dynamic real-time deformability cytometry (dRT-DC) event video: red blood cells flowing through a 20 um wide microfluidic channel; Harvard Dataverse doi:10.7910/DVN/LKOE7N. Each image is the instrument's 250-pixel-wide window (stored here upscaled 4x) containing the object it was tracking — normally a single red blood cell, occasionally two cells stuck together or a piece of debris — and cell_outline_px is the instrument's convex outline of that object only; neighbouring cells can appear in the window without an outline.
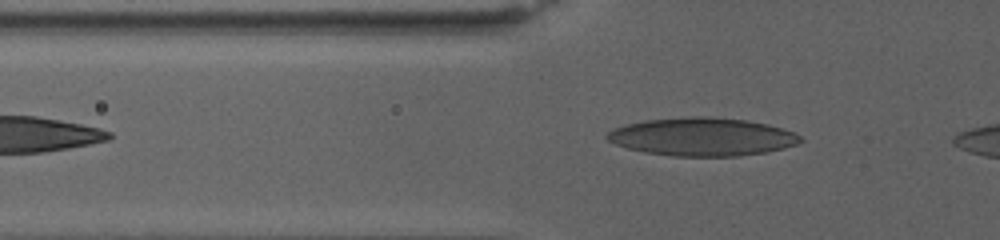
{"species": "human", "species_latin": "Homo sapiens", "temperature_condition": "warm", "stored_images_in_passage": 37, "camera_frame_rate_fps": 3000, "um_per_image_px": 0.085, "donor": {"sex": "female"}, "frame": {"image": 1, "passage_image": 7, "time_ms": 2.333, "image_size_px": [1000, 240], "cell_outline_px": [[804, 140], [796, 144], [784, 148], [764, 152], [740, 156], [672, 156], [644, 152], [628, 148], [616, 144], [608, 140], [604, 136], [608, 132], [616, 128], [628, 124], [644, 120], [692, 116], [704, 116], [744, 120], [768, 124], [792, 132], [800, 136]], "centroid_in_image_um": [59.68, 11.63], "position_along_channel_um": 66.1, "area_um2": 42.66}}
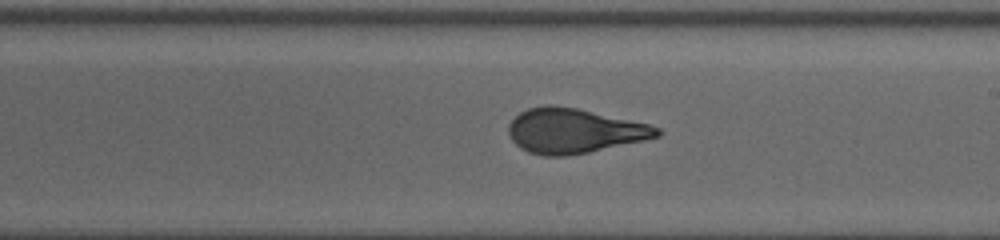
{"frame": {"image": 2, "passage_image": 21, "time_ms": 9.0, "image_size_px": [1000, 240], "cell_outline_px": [[660, 136], [644, 140], [588, 152], [568, 156], [544, 156], [528, 152], [520, 148], [512, 140], [508, 132], [508, 124], [520, 112], [528, 108], [552, 104], [576, 108], [648, 124], [660, 128]], "centroid_in_image_um": [48.76, 11.13], "position_along_channel_um": 240.2, "area_um2": 38.44}}
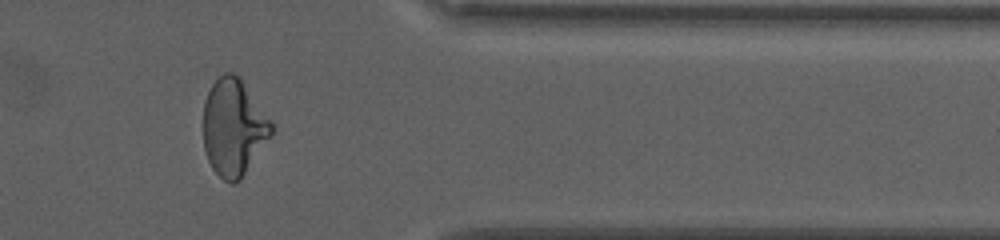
{"frame": {"image": 3, "passage_image": 33, "time_ms": 15.0, "image_size_px": [1000, 240], "cell_outline_px": [[272, 132], [240, 180], [232, 184], [224, 180], [212, 168], [208, 160], [204, 148], [204, 100], [212, 84], [224, 72], [232, 72], [240, 76], [272, 124]], "centroid_in_image_um": [19.82, 10.81], "position_along_channel_um": 391.6, "area_um2": 37.74}}